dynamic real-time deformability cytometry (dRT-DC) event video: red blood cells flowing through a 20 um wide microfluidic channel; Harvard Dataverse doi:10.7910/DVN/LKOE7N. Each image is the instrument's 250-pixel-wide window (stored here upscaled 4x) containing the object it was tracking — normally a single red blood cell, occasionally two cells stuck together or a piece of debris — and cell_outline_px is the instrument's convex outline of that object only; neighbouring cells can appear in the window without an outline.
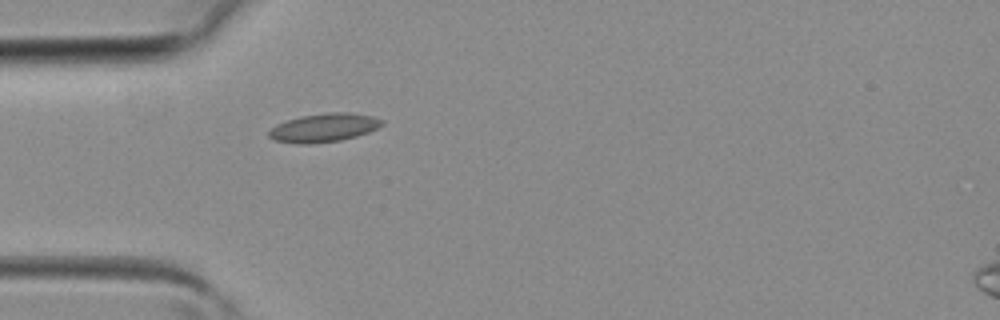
{"species": "common noctule bat (a hibernating species)", "species_latin": "Nyctalus noctula", "temperature_condition": "room temperature", "stored_images_in_passage": 1, "camera_frame_rate_fps": 3000, "um_per_image_px": 0.085, "animal": {"sex": "female", "body_mass_g": 19.3, "forearm_length_mm": 54.1}, "frame": {"image": 1, "passage_image": 1, "time_ms": 0.0, "image_size_px": [1000, 320], "cell_outline_px": [[384, 124], [368, 132], [356, 136], [340, 140], [312, 144], [296, 144], [276, 140], [268, 136], [268, 132], [276, 124], [300, 116], [328, 112], [348, 112], [372, 116], [384, 120]], "centroid_in_image_um": [27.53, 10.85], "position_along_channel_um": 57.5, "area_um2": 18.79}}